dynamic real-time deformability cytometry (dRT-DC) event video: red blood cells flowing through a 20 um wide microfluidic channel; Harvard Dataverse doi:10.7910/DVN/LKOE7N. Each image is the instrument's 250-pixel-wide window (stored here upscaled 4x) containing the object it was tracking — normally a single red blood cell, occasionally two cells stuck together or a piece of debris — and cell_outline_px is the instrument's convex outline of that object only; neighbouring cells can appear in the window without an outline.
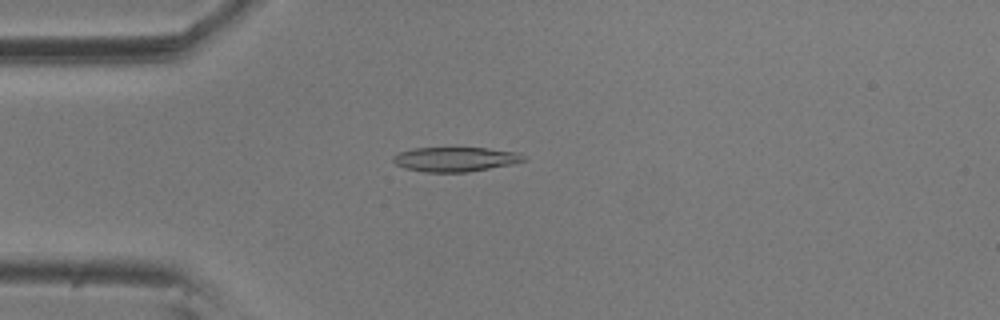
{"species": "common noctule bat (a hibernating species)", "species_latin": "Nyctalus noctula", "temperature_condition": "room temperature", "stored_images_in_passage": 2, "camera_frame_rate_fps": 3000, "um_per_image_px": 0.085, "animal": {"sex": "male", "body_mass_g": 20.5, "forearm_length_mm": 52.5}, "frame": {"image": 1, "passage_image": 2, "time_ms": 0.333, "image_size_px": [1000, 320], "cell_outline_px": [[528, 160], [512, 164], [468, 172], [424, 172], [404, 168], [396, 164], [392, 160], [392, 156], [400, 152], [412, 148], [488, 148], [520, 152]], "centroid_in_image_um": [38.72, 13.53], "position_along_channel_um": 46.3, "area_um2": 18.79}}